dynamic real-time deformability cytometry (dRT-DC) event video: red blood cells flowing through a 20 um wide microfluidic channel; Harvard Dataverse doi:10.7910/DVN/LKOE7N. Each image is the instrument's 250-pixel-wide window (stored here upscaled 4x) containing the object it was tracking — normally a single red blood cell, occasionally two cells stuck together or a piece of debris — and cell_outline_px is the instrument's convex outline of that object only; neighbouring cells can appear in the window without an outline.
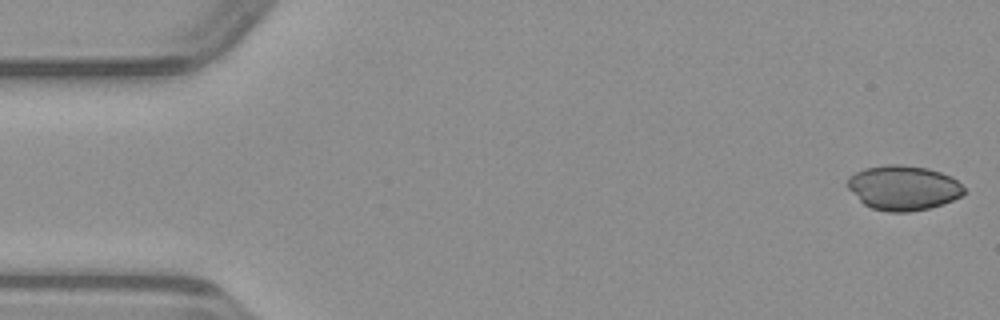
{"species": "common noctule bat (a hibernating species)", "species_latin": "Nyctalus noctula", "temperature_condition": "warm", "stored_images_in_passage": 49, "camera_frame_rate_fps": 3000, "um_per_image_px": 0.085, "animal": {"sex": "male", "body_mass_g": 23.1, "forearm_length_mm": 52.7}, "frame": {"image": 1, "passage_image": 1, "time_ms": 0.0, "image_size_px": [1000, 320], "cell_outline_px": [[968, 192], [952, 200], [928, 208], [908, 212], [888, 212], [872, 208], [864, 204], [848, 188], [848, 176], [864, 168], [888, 164], [900, 164], [928, 168], [952, 176]], "centroid_in_image_um": [76.78, 15.95], "position_along_channel_um": 8.2, "area_um2": 30.29}}